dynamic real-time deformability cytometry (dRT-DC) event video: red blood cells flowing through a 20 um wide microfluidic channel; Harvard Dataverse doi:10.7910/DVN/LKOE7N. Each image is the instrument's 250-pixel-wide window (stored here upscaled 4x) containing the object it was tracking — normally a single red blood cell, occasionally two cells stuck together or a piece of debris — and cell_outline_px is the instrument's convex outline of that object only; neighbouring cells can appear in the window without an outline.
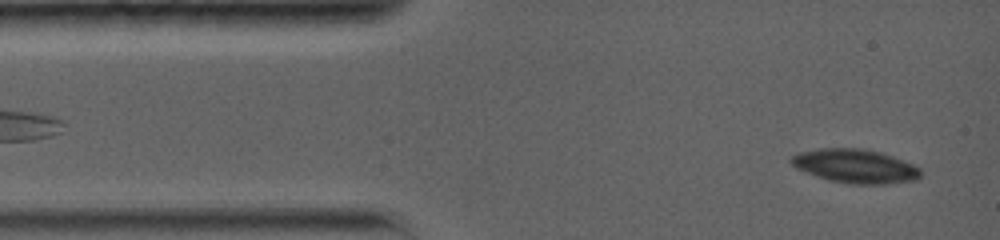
{"species": "common noctule bat (a hibernating species)", "species_latin": "Nyctalus noctula", "temperature_condition": "warm", "stored_images_in_passage": 6, "camera_frame_rate_fps": 5000, "um_per_image_px": 0.085, "animal": {"sex": "female", "body_mass_g": 19.0, "forearm_length_mm": 56.7}, "frame": {"image": 1, "passage_image": 2, "time_ms": 0.6, "image_size_px": [1000, 240], "cell_outline_px": [[920, 176], [916, 180], [884, 184], [848, 184], [828, 180], [816, 176], [796, 168], [788, 160], [792, 156], [800, 152], [820, 148], [856, 148], [876, 152], [892, 156], [912, 164], [920, 168]], "centroid_in_image_um": [72.66, 14.13], "position_along_channel_um": 12.3, "area_um2": 25.32}}